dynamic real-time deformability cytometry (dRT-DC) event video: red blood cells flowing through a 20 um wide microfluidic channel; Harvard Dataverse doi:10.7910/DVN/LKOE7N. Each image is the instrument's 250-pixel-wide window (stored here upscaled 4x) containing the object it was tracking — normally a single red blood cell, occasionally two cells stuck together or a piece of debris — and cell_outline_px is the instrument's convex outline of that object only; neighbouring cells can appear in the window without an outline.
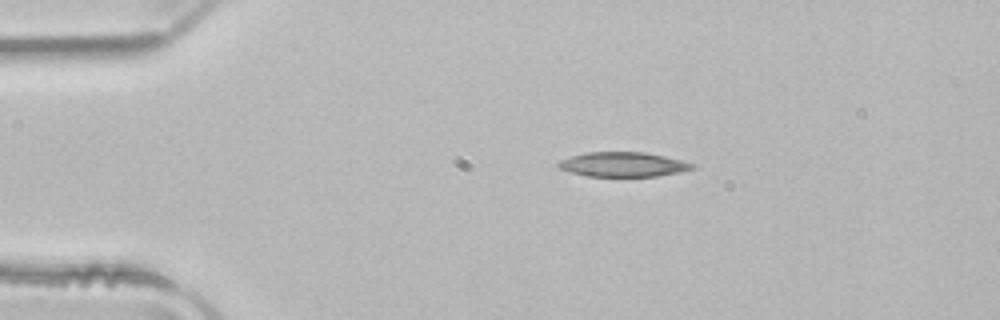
{"species": "common noctule bat (a hibernating species)", "species_latin": "Nyctalus noctula", "temperature_condition": "room temperature", "stored_images_in_passage": 42, "camera_frame_rate_fps": 3000, "um_per_image_px": 0.085, "animal": {"sex": "male", "body_mass_g": 21.5, "forearm_length_mm": 52.0}, "frame": {"image": 1, "passage_image": 1, "time_ms": 0.0, "image_size_px": [1000, 320], "cell_outline_px": [[696, 168], [680, 172], [660, 176], [584, 176], [560, 168], [556, 164], [560, 160], [584, 152], [644, 152], [684, 160], [696, 164]], "centroid_in_image_um": [53.01, 13.97], "position_along_channel_um": 32.0, "area_um2": 19.31}}
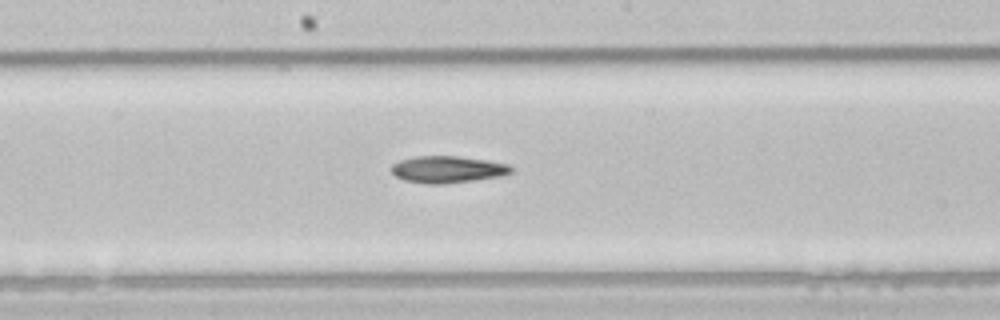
{"frame": {"image": 2, "passage_image": 18, "time_ms": 5.667, "image_size_px": [1000, 320], "cell_outline_px": [[512, 172], [500, 176], [444, 184], [424, 184], [404, 180], [396, 176], [392, 172], [392, 164], [400, 160], [416, 156], [456, 156], [488, 160], [508, 164], [512, 168]], "centroid_in_image_um": [38.03, 14.4], "position_along_channel_um": 210.2, "area_um2": 18.67}}
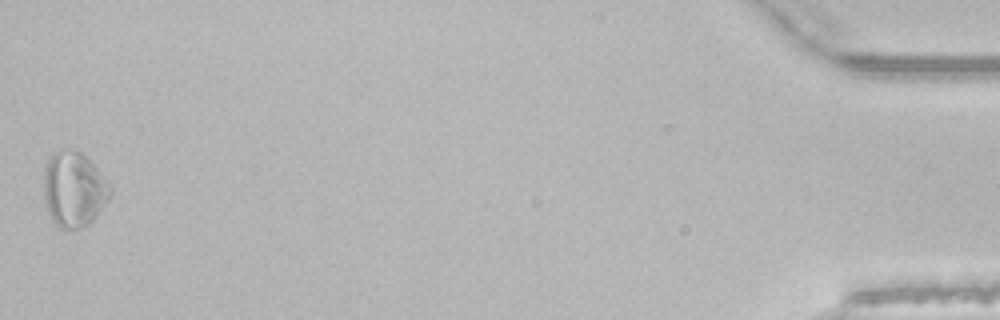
{"frame": {"image": 3, "passage_image": 42, "time_ms": 13.667, "image_size_px": [1000, 320], "cell_outline_px": [[112, 192], [108, 200], [96, 216], [84, 228], [60, 228], [52, 220], [48, 212], [44, 196], [44, 176], [48, 160], [60, 148], [80, 152], [104, 176], [112, 188]], "centroid_in_image_um": [6.29, 16.11], "position_along_channel_um": 428.9, "area_um2": 28.73}}